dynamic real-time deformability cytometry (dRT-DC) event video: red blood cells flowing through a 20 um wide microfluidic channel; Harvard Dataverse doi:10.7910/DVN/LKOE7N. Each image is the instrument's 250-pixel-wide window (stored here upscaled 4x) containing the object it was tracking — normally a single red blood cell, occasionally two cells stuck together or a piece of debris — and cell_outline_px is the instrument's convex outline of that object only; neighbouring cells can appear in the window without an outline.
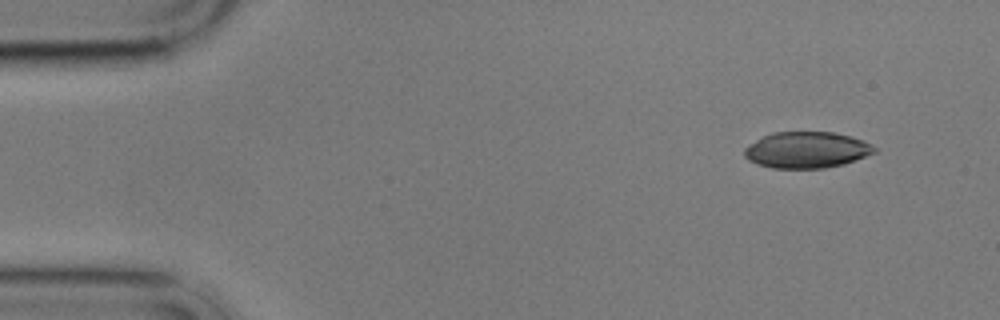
{"species": "common noctule bat (a hibernating species)", "species_latin": "Nyctalus noctula", "temperature_condition": "cold", "stored_images_in_passage": 4, "camera_frame_rate_fps": 3000, "um_per_image_px": 0.085, "animal": {"sex": "male", "body_mass_g": 17.9}, "frame": {"image": 1, "passage_image": 1, "time_ms": 0.0, "image_size_px": [1000, 320], "cell_outline_px": [[876, 152], [844, 164], [824, 168], [772, 168], [756, 164], [748, 160], [744, 156], [744, 148], [756, 140], [772, 132], [836, 132], [852, 136], [876, 148]], "centroid_in_image_um": [68.54, 12.75], "position_along_channel_um": 16.5, "area_um2": 27.4}}
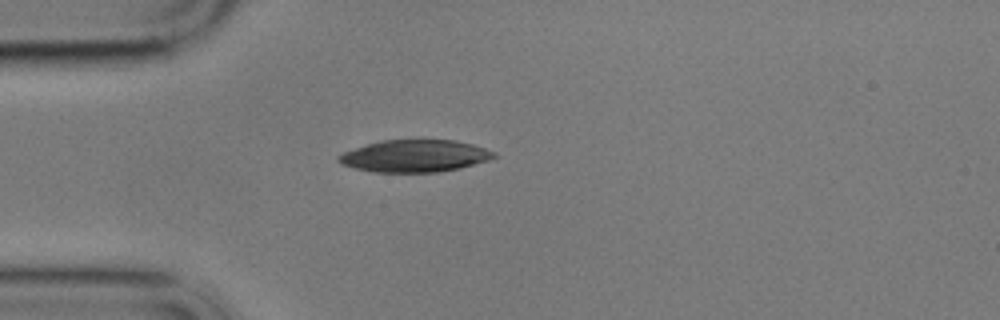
{"frame": {"image": 2, "passage_image": 4, "time_ms": 3.333, "image_size_px": [1000, 320], "cell_outline_px": [[496, 156], [488, 160], [460, 168], [440, 172], [372, 172], [340, 164], [336, 160], [336, 156], [344, 152], [380, 140], [456, 140], [472, 144], [496, 152]], "centroid_in_image_um": [35.24, 13.26], "position_along_channel_um": 49.8, "area_um2": 29.07}}